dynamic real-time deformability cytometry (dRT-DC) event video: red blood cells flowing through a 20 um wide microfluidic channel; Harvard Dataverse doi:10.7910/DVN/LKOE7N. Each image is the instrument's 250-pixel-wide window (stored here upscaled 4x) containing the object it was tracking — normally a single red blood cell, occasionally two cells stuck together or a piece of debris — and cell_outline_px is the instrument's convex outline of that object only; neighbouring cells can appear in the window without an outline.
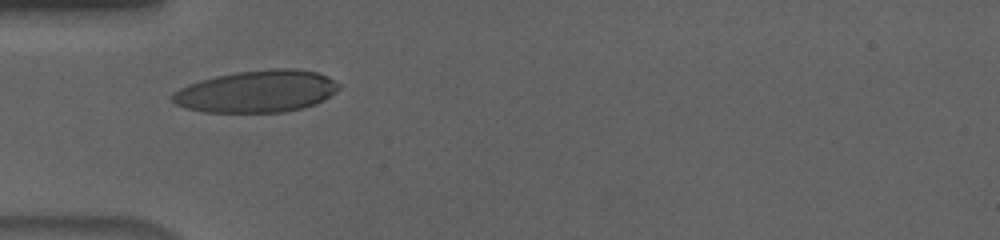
{"species": "human", "species_latin": "Homo sapiens", "temperature_condition": "cold", "stored_images_in_passage": 39, "camera_frame_rate_fps": 3000, "um_per_image_px": 0.085, "donor": {"sex": "male"}, "frame": {"image": 1, "passage_image": 1, "time_ms": 0.0, "image_size_px": [1000, 240], "cell_outline_px": [[340, 88], [336, 92], [324, 100], [316, 104], [304, 108], [284, 112], [204, 112], [188, 108], [176, 104], [172, 100], [172, 92], [188, 84], [200, 80], [216, 76], [236, 72], [268, 68], [296, 68], [316, 72], [328, 76], [340, 84]], "centroid_in_image_um": [21.87, 7.76], "position_along_channel_um": 63.1, "area_um2": 41.1}}
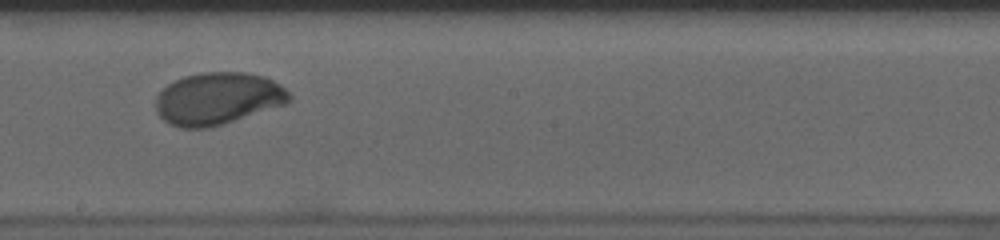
{"frame": {"image": 2, "passage_image": 15, "time_ms": 4.667, "image_size_px": [1000, 240], "cell_outline_px": [[292, 96], [284, 104], [224, 124], [208, 128], [180, 128], [168, 124], [156, 112], [156, 96], [168, 84], [184, 76], [200, 72], [248, 72], [264, 76], [280, 84]], "centroid_in_image_um": [18.49, 8.38], "position_along_channel_um": 229.7, "area_um2": 40.63}}
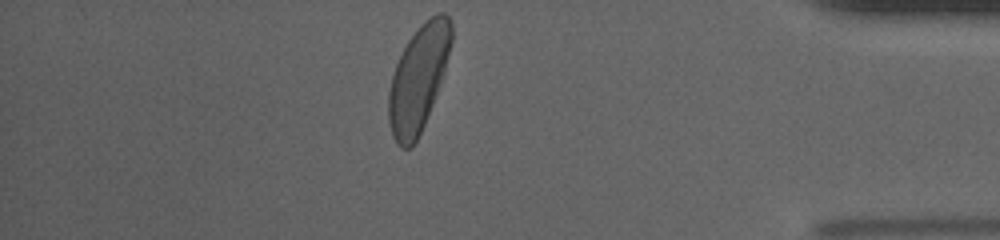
{"frame": {"image": 3, "passage_image": 32, "time_ms": 10.333, "image_size_px": [1000, 240], "cell_outline_px": [[452, 40], [444, 68], [432, 104], [424, 124], [412, 148], [400, 148], [396, 144], [392, 136], [388, 120], [388, 92], [392, 76], [396, 64], [408, 40], [420, 24], [424, 20], [436, 12], [444, 12], [448, 16], [452, 24]], "centroid_in_image_um": [35.54, 6.66], "position_along_channel_um": 399.7, "area_um2": 38.32}, "authors_computed_cell_mechanics": {"area_um2": 39.593, "velocity_mm_per_s": 3.6117, "shape_relaxation_time_tau1_ms": 3.2279, "shape_relaxation_time_tau2_ms": null, "deformation_change_tau1": 0.1461, "deformation_change_tau2": null}}